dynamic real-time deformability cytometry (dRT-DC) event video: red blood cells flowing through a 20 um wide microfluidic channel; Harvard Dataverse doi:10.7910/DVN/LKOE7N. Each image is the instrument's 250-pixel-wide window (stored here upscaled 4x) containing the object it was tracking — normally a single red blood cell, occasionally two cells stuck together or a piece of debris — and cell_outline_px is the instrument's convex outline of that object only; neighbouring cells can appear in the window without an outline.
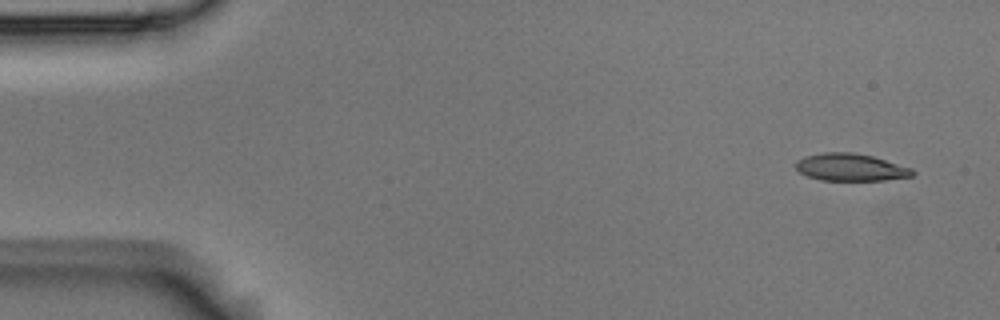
{"species": "Egyptian fruit bat (a non-hibernating species)", "species_latin": "Rousettus aegyptiacus", "temperature_condition": "room temperature", "stored_images_in_passage": 4, "camera_frame_rate_fps": 3000, "um_per_image_px": 0.085, "animal": {"sex": "male"}, "frame": {"image": 1, "passage_image": 1, "time_ms": 0.0, "image_size_px": [1000, 320], "cell_outline_px": [[916, 172], [912, 176], [884, 180], [820, 180], [808, 176], [800, 172], [796, 168], [796, 160], [804, 156], [824, 152], [852, 152], [872, 156], [912, 168]], "centroid_in_image_um": [72.29, 14.21], "position_along_channel_um": 12.7, "area_um2": 18.55}}
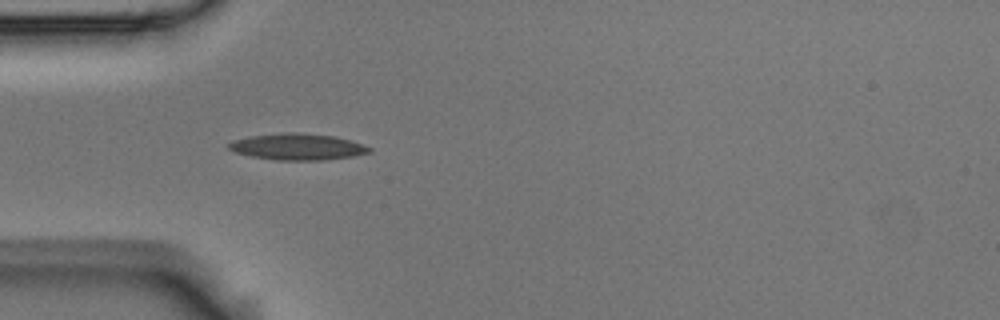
{"frame": {"image": 2, "passage_image": 4, "time_ms": 1.0, "image_size_px": [1000, 320], "cell_outline_px": [[372, 152], [352, 156], [324, 160], [276, 160], [252, 156], [236, 152], [228, 148], [228, 144], [232, 140], [252, 136], [280, 132], [292, 132], [332, 136], [352, 140], [372, 148]], "centroid_in_image_um": [25.3, 12.47], "position_along_channel_um": 59.7, "area_um2": 21.5}}